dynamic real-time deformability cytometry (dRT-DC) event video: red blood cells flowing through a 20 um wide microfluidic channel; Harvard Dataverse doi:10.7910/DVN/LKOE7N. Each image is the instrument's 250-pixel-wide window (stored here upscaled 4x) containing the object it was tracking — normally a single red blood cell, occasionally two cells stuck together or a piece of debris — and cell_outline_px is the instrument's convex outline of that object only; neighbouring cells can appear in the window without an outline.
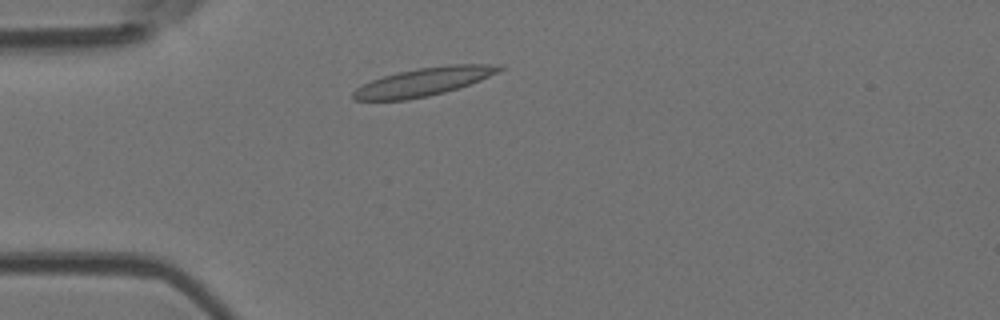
{"species": "Egyptian fruit bat (a non-hibernating species)", "species_latin": "Rousettus aegyptiacus", "temperature_condition": "room temperature", "stored_images_in_passage": 1, "camera_frame_rate_fps": 3000, "um_per_image_px": 0.085, "animal": {"sex": "female"}, "frame": {"image": 1, "passage_image": 1, "time_ms": 0.0, "image_size_px": [1000, 320], "cell_outline_px": [[504, 68], [500, 72], [480, 80], [444, 92], [428, 96], [404, 100], [352, 100], [352, 92], [356, 88], [372, 80], [384, 76], [416, 68], [448, 64], [488, 64]], "centroid_in_image_um": [35.98, 6.95], "position_along_channel_um": 49.0, "area_um2": 23.7}}